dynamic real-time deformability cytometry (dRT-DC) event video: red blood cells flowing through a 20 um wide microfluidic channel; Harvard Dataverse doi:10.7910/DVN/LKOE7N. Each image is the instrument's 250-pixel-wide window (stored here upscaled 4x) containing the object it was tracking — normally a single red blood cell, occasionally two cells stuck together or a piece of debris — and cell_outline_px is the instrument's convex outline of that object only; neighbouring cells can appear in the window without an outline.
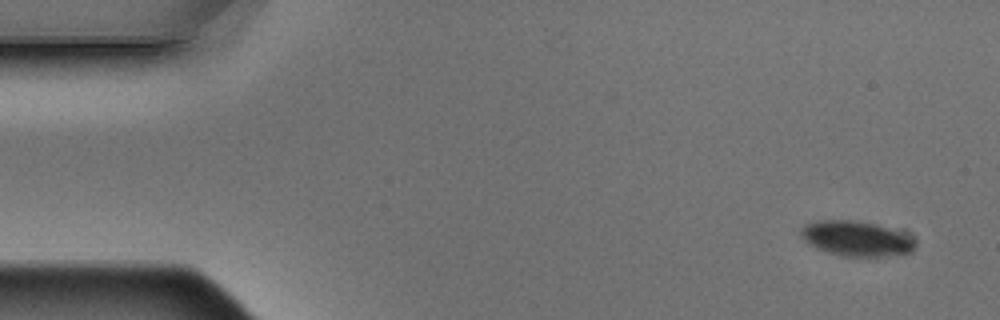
{"species": "Egyptian fruit bat (a non-hibernating species)", "species_latin": "Rousettus aegyptiacus", "temperature_condition": "warm", "stored_images_in_passage": 15, "camera_frame_rate_fps": 3000, "um_per_image_px": 0.085, "animal": {"sex": "male"}, "frame": {"image": 1, "passage_image": 1, "time_ms": 0.0, "image_size_px": [1000, 320], "cell_outline_px": [[916, 244], [912, 252], [888, 256], [844, 256], [828, 252], [816, 248], [804, 240], [800, 232], [800, 228], [804, 224], [816, 220], [852, 220], [876, 224], [888, 228], [912, 240]], "centroid_in_image_um": [72.7, 20.27], "position_along_channel_um": 12.3, "area_um2": 22.95}}
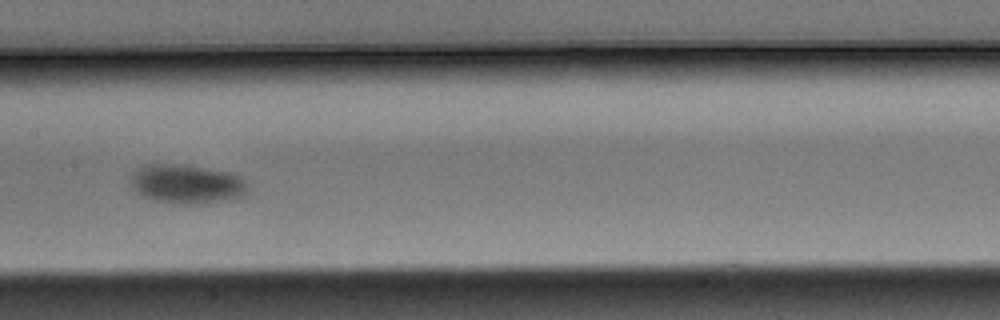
{"frame": {"image": 2, "passage_image": 7, "time_ms": 2.0, "image_size_px": [1000, 320], "cell_outline_px": [[248, 192], [244, 196], [224, 200], [196, 204], [188, 204], [156, 200], [144, 196], [136, 192], [132, 188], [132, 172], [136, 168], [144, 164], [180, 164], [232, 172], [240, 176], [248, 184]], "centroid_in_image_um": [15.9, 15.62], "position_along_channel_um": 191.5, "area_um2": 26.7}}
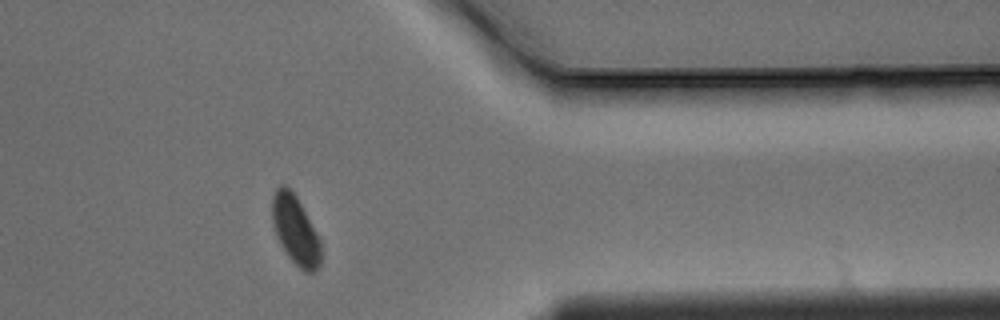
{"frame": {"image": 3, "passage_image": 12, "time_ms": 3.667, "image_size_px": [1000, 320], "cell_outline_px": [[320, 264], [312, 272], [304, 272], [288, 256], [280, 244], [276, 236], [272, 220], [272, 196], [276, 188], [280, 184], [284, 184], [296, 196], [320, 240]], "centroid_in_image_um": [25.07, 19.54], "position_along_channel_um": 386.3, "area_um2": 19.19}}